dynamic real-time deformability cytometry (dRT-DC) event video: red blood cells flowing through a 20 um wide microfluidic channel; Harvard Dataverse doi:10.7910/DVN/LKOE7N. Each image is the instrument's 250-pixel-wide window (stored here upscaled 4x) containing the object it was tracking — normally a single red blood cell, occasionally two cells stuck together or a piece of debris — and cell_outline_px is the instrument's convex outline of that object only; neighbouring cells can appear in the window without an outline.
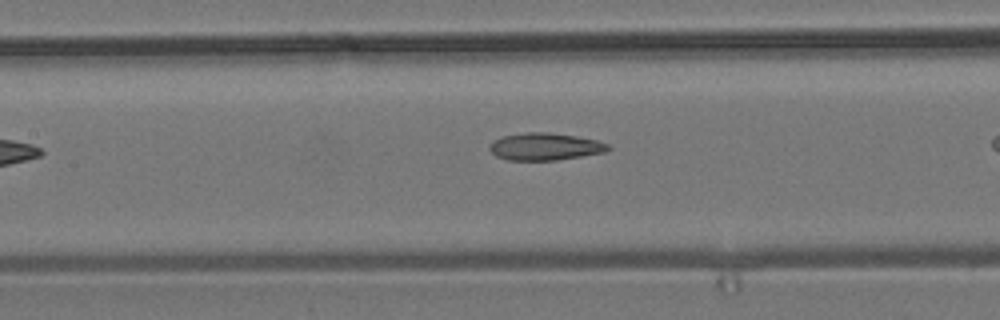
{"species": "common noctule bat (a hibernating species)", "species_latin": "Nyctalus noctula", "temperature_condition": "room temperature", "stored_images_in_passage": 7, "camera_frame_rate_fps": 3000, "um_per_image_px": 0.085, "animal": {"sex": "male", "body_mass_g": 19.2, "forearm_length_mm": 51.8}, "frame": {"image": 1, "passage_image": 4, "time_ms": 1.0, "image_size_px": [1000, 320], "cell_outline_px": [[612, 148], [604, 152], [556, 160], [508, 160], [496, 156], [488, 148], [496, 140], [504, 136], [524, 132], [548, 132], [576, 136], [596, 140], [608, 144]], "centroid_in_image_um": [46.34, 12.46], "position_along_channel_um": 161.1, "area_um2": 18.61}}
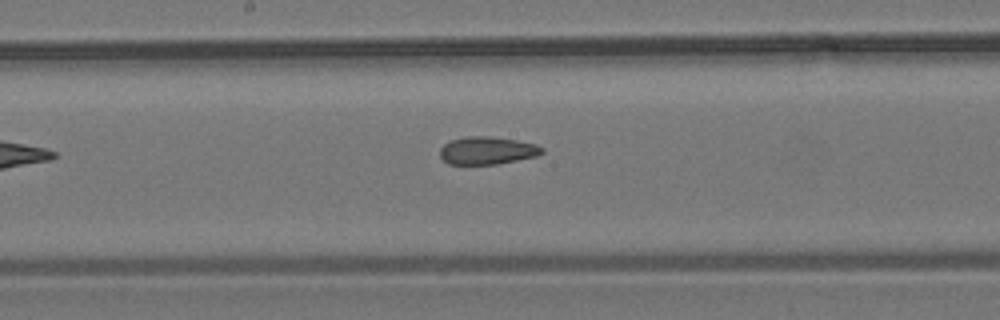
{"frame": {"image": 2, "passage_image": 6, "time_ms": 1.667, "image_size_px": [1000, 320], "cell_outline_px": [[544, 152], [536, 156], [496, 164], [448, 164], [440, 156], [440, 148], [444, 144], [452, 140], [468, 136], [492, 136], [516, 140], [536, 144], [544, 148]], "centroid_in_image_um": [41.42, 12.79], "position_along_channel_um": 206.8, "area_um2": 16.42}}